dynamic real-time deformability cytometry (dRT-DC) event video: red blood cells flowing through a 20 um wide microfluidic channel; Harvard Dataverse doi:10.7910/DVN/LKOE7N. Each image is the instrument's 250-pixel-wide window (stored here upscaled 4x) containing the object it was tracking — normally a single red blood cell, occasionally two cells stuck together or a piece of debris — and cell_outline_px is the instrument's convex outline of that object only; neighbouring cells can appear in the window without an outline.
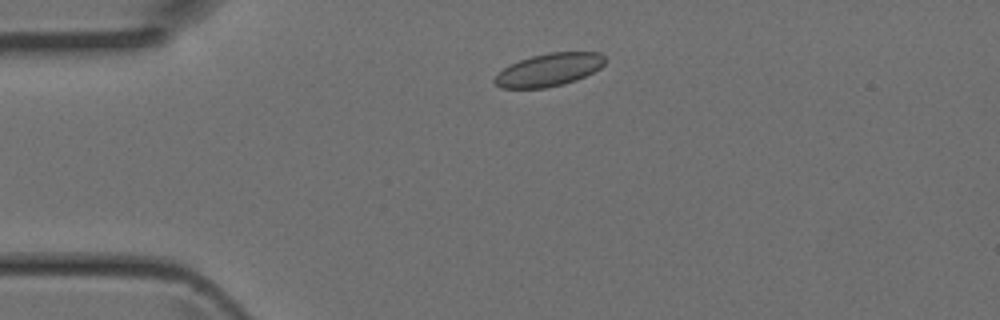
{"species": "Egyptian fruit bat (a non-hibernating species)", "species_latin": "Rousettus aegyptiacus", "temperature_condition": "room temperature", "stored_images_in_passage": 32, "camera_frame_rate_fps": 3000, "um_per_image_px": 0.085, "animal": {"sex": "female"}, "frame": {"image": 1, "passage_image": 2, "time_ms": 0.333, "image_size_px": [1000, 320], "cell_outline_px": [[608, 60], [600, 68], [576, 80], [564, 84], [544, 88], [500, 88], [492, 80], [504, 68], [520, 60], [532, 56], [548, 52], [600, 52]], "centroid_in_image_um": [46.69, 5.93], "position_along_channel_um": 38.3, "area_um2": 21.04}}
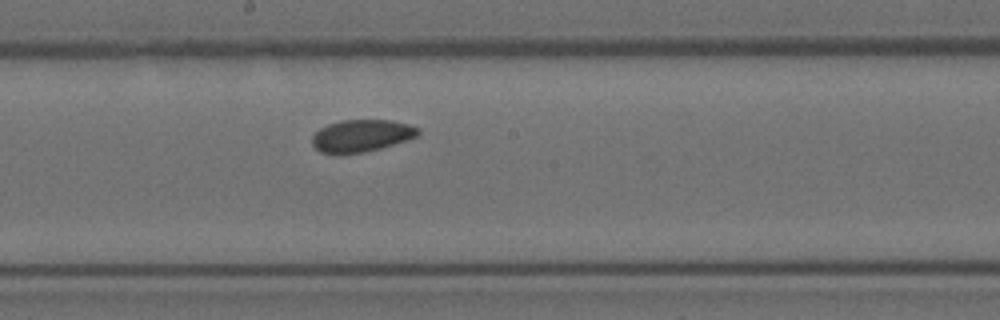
{"frame": {"image": 2, "passage_image": 16, "time_ms": 5.0, "image_size_px": [1000, 320], "cell_outline_px": [[420, 132], [416, 136], [408, 140], [380, 148], [364, 152], [340, 156], [336, 156], [320, 152], [312, 144], [312, 136], [320, 128], [328, 124], [340, 120], [392, 120], [408, 124], [420, 128]], "centroid_in_image_um": [30.69, 11.56], "position_along_channel_um": 217.5, "area_um2": 20.29}}
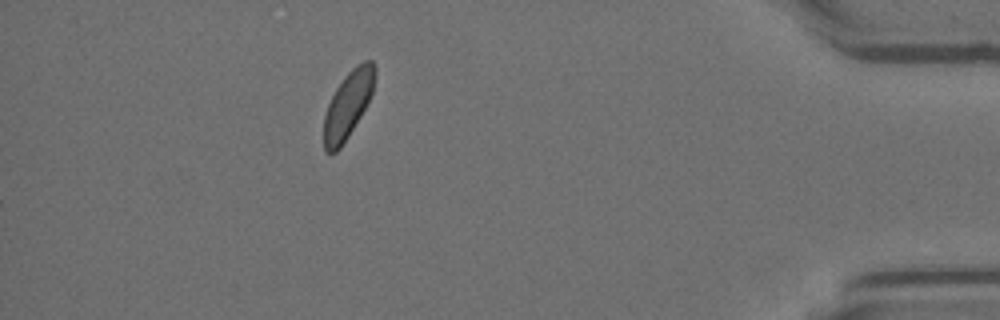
{"frame": {"image": 3, "passage_image": 32, "time_ms": 10.333, "image_size_px": [1000, 320], "cell_outline_px": [[376, 76], [372, 92], [360, 116], [348, 136], [340, 148], [336, 152], [324, 152], [324, 116], [328, 104], [336, 88], [344, 76], [356, 64], [364, 60], [372, 60], [376, 68]], "centroid_in_image_um": [29.58, 8.86], "position_along_channel_um": 405.6, "area_um2": 19.65}}